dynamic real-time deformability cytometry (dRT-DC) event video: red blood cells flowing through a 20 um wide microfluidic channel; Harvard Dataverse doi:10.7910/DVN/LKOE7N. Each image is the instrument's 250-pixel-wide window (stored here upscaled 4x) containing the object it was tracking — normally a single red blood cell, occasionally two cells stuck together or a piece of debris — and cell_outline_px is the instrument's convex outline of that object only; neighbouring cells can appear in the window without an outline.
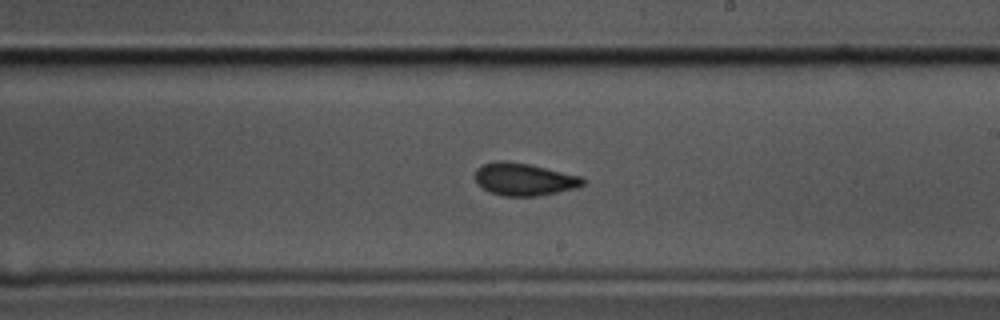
{"species": "common noctule bat (a hibernating species)", "species_latin": "Nyctalus noctula", "temperature_condition": "cold", "stored_images_in_passage": 49, "camera_frame_rate_fps": 3000, "um_per_image_px": 0.085, "animal": {"sex": "male", "body_mass_g": 17.5, "forearm_length_mm": 52.3}, "frame": {"image": 1, "passage_image": 25, "time_ms": 8.0, "image_size_px": [1000, 320], "cell_outline_px": [[584, 184], [580, 188], [536, 196], [504, 196], [488, 192], [476, 180], [476, 168], [484, 164], [500, 160], [504, 160], [528, 164], [584, 176]], "centroid_in_image_um": [44.61, 15.24], "position_along_channel_um": 244.4, "area_um2": 20.46}}
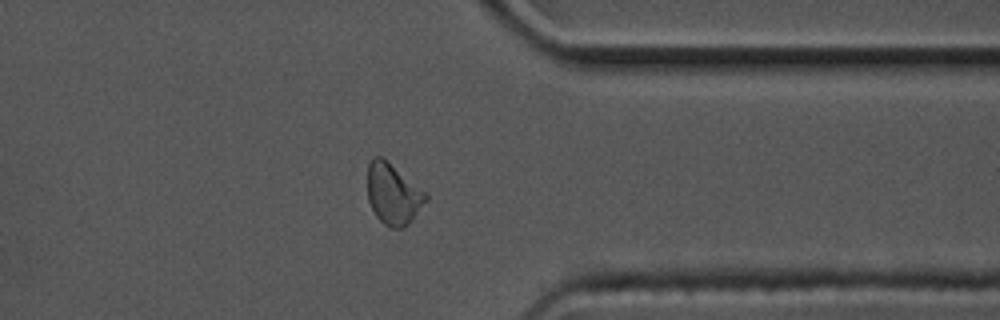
{"frame": {"image": 2, "passage_image": 37, "time_ms": 12.0, "image_size_px": [1000, 320], "cell_outline_px": [[428, 200], [412, 220], [404, 228], [392, 228], [384, 224], [376, 216], [368, 200], [368, 164], [376, 156], [380, 156], [428, 192]], "centroid_in_image_um": [33.45, 16.52], "position_along_channel_um": 377.9, "area_um2": 20.69}}
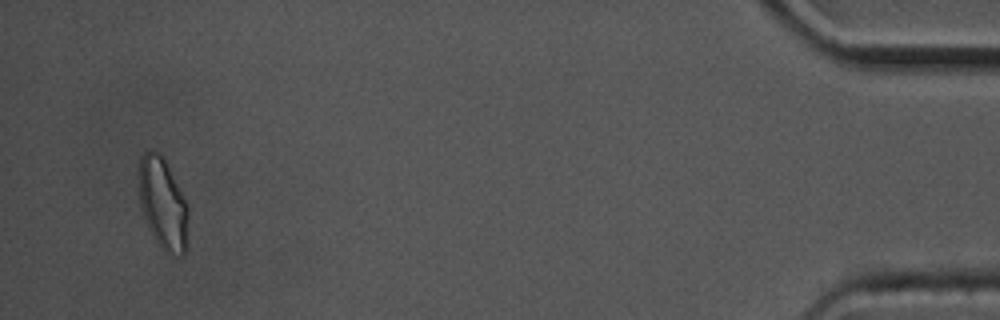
{"frame": {"image": 3, "passage_image": 47, "time_ms": 15.333, "image_size_px": [1000, 320], "cell_outline_px": [[188, 244], [184, 256], [168, 256], [160, 248], [152, 236], [148, 228], [140, 208], [140, 156], [144, 152], [152, 148], [160, 152], [164, 156], [188, 204]], "centroid_in_image_um": [13.88, 17.36], "position_along_channel_um": 421.3, "area_um2": 27.22}, "authors_computed_cell_mechanics": {"area_um2": 20.9814, "velocity_mm_per_s": 3.4996, "shape_relaxation_time_tau1_ms": null, "shape_relaxation_time_tau2_ms": 1.9578, "deformation_change_tau1": null, "deformation_change_tau2": 0.0697}}